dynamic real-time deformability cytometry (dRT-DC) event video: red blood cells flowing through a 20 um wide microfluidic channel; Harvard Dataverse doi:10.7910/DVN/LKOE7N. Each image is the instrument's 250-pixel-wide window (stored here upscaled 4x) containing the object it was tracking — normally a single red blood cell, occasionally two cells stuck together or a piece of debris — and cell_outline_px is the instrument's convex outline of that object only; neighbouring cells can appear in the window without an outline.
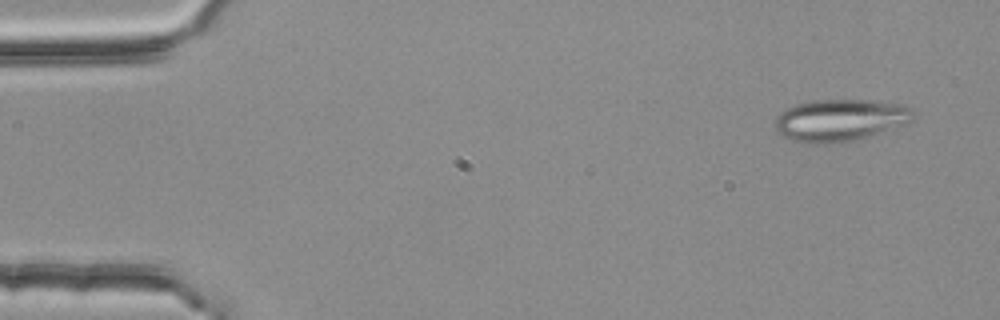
{"species": "common noctule bat (a hibernating species)", "species_latin": "Nyctalus noctula", "temperature_condition": "room temperature", "stored_images_in_passage": 6, "camera_frame_rate_fps": 3000, "um_per_image_px": 0.085, "animal": {"sex": "female", "body_mass_g": 25.1}, "frame": {"image": 1, "passage_image": 1, "time_ms": 0.0, "image_size_px": [1000, 320], "cell_outline_px": [[916, 116], [912, 120], [904, 124], [852, 140], [812, 144], [792, 140], [784, 136], [776, 128], [776, 116], [780, 112], [796, 104], [812, 100], [868, 100], [908, 104], [912, 108]], "centroid_in_image_um": [71.44, 10.18], "position_along_channel_um": 13.6, "area_um2": 33.41}}
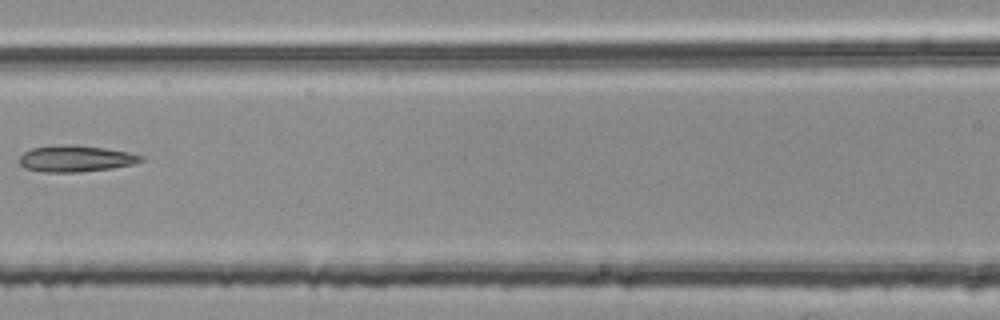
{"frame": {"image": 2, "passage_image": 6, "time_ms": 1.667, "image_size_px": [1000, 320], "cell_outline_px": [[144, 160], [132, 164], [112, 168], [80, 172], [44, 172], [24, 168], [20, 164], [20, 156], [24, 152], [32, 148], [60, 144], [76, 144], [104, 148], [128, 152], [144, 156]], "centroid_in_image_um": [6.43, 13.47], "position_along_channel_um": 160.2, "area_um2": 18.79}}